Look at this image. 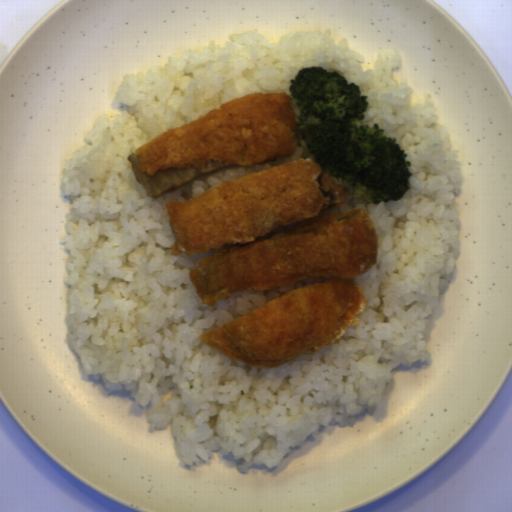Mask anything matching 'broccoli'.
I'll return each mask as SVG.
<instances>
[{"mask_svg":"<svg viewBox=\"0 0 512 512\" xmlns=\"http://www.w3.org/2000/svg\"><path fill=\"white\" fill-rule=\"evenodd\" d=\"M291 107L300 138L313 161L342 186L345 195L379 205L401 200L413 187L408 154L379 123L363 124L368 95L338 71L304 66L290 79Z\"/></svg>","mask_w":512,"mask_h":512,"instance_id":"1","label":"broccoli"}]
</instances>
